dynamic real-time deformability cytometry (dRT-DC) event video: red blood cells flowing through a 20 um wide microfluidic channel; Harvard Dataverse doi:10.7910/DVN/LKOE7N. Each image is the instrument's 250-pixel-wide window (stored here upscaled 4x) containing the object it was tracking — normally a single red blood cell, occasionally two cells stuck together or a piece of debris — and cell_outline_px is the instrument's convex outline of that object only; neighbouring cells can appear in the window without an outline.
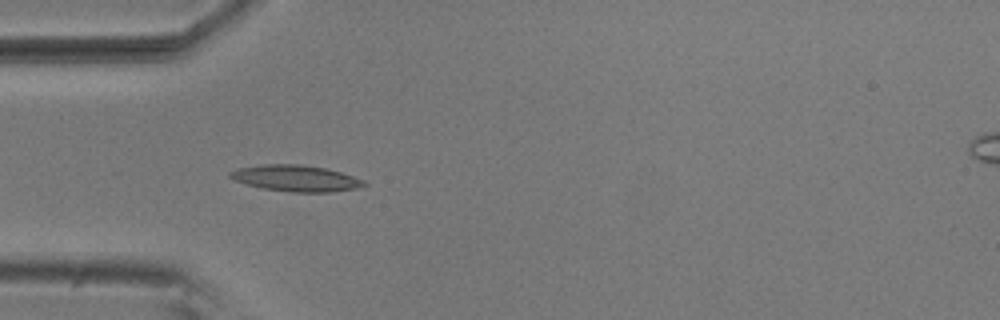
{"species": "common noctule bat (a hibernating species)", "species_latin": "Nyctalus noctula", "temperature_condition": "room temperature", "stored_images_in_passage": 5, "camera_frame_rate_fps": 3000, "um_per_image_px": 0.085, "animal": {"sex": "male", "body_mass_g": 20.5, "forearm_length_mm": 52.5}, "frame": {"image": 1, "passage_image": 4, "time_ms": 1.0, "image_size_px": [1000, 320], "cell_outline_px": [[368, 184], [356, 188], [328, 192], [288, 192], [260, 188], [236, 180], [228, 176], [228, 172], [240, 168], [260, 164], [300, 164], [324, 168], [340, 172], [364, 180]], "centroid_in_image_um": [25.13, 15.15], "position_along_channel_um": 59.9, "area_um2": 20.35}}
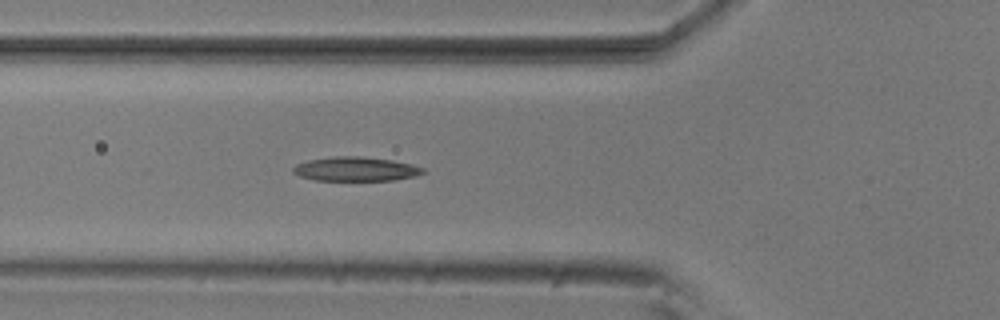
{"frame": {"image": 2, "passage_image": 5, "time_ms": 1.333, "image_size_px": [1000, 320], "cell_outline_px": [[424, 172], [416, 176], [392, 180], [316, 180], [300, 176], [292, 172], [292, 168], [296, 164], [308, 160], [332, 156], [360, 156], [392, 160], [412, 164], [424, 168]], "centroid_in_image_um": [30.22, 14.36], "position_along_channel_um": 95.6, "area_um2": 18.26}}